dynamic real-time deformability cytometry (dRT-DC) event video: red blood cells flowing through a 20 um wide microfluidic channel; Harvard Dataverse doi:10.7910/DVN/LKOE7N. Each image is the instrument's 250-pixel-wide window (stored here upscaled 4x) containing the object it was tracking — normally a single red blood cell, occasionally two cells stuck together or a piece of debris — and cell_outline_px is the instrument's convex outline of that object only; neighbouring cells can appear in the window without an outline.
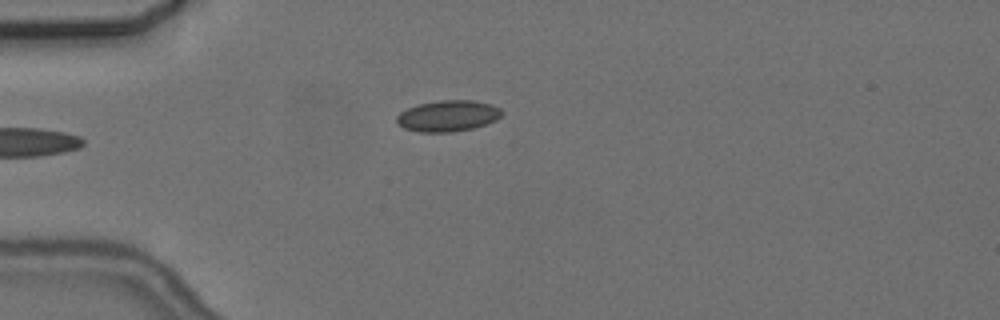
{"species": "common noctule bat (a hibernating species)", "species_latin": "Nyctalus noctula", "temperature_condition": "cold", "stored_images_in_passage": 5, "camera_frame_rate_fps": 3000, "um_per_image_px": 0.085, "animal": {"sex": "female", "body_mass_g": 24.6, "forearm_length_mm": 56.2}, "frame": {"image": 1, "passage_image": 5, "time_ms": 5.0, "image_size_px": [1000, 320], "cell_outline_px": [[504, 112], [496, 120], [488, 124], [472, 128], [452, 132], [420, 132], [404, 128], [396, 120], [396, 116], [400, 112], [408, 108], [420, 104], [440, 100], [472, 100], [492, 104], [500, 108]], "centroid_in_image_um": [38.11, 9.85], "position_along_channel_um": 46.9, "area_um2": 19.07}}